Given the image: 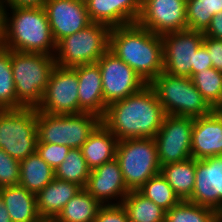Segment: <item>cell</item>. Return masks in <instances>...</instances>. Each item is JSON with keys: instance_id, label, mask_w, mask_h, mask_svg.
<instances>
[{"instance_id": "obj_8", "label": "cell", "mask_w": 222, "mask_h": 222, "mask_svg": "<svg viewBox=\"0 0 222 222\" xmlns=\"http://www.w3.org/2000/svg\"><path fill=\"white\" fill-rule=\"evenodd\" d=\"M110 30L107 25L92 22L84 29L64 37L57 43L56 65L74 68L96 63L109 49Z\"/></svg>"}, {"instance_id": "obj_23", "label": "cell", "mask_w": 222, "mask_h": 222, "mask_svg": "<svg viewBox=\"0 0 222 222\" xmlns=\"http://www.w3.org/2000/svg\"><path fill=\"white\" fill-rule=\"evenodd\" d=\"M0 196L12 222H43L37 212L36 195L26 188L20 185L2 187Z\"/></svg>"}, {"instance_id": "obj_41", "label": "cell", "mask_w": 222, "mask_h": 222, "mask_svg": "<svg viewBox=\"0 0 222 222\" xmlns=\"http://www.w3.org/2000/svg\"><path fill=\"white\" fill-rule=\"evenodd\" d=\"M5 7L4 1L0 0V47L4 42Z\"/></svg>"}, {"instance_id": "obj_17", "label": "cell", "mask_w": 222, "mask_h": 222, "mask_svg": "<svg viewBox=\"0 0 222 222\" xmlns=\"http://www.w3.org/2000/svg\"><path fill=\"white\" fill-rule=\"evenodd\" d=\"M85 189L101 205L121 204L130 192L116 158L91 170Z\"/></svg>"}, {"instance_id": "obj_31", "label": "cell", "mask_w": 222, "mask_h": 222, "mask_svg": "<svg viewBox=\"0 0 222 222\" xmlns=\"http://www.w3.org/2000/svg\"><path fill=\"white\" fill-rule=\"evenodd\" d=\"M138 191L165 211L181 201L161 173L151 177Z\"/></svg>"}, {"instance_id": "obj_21", "label": "cell", "mask_w": 222, "mask_h": 222, "mask_svg": "<svg viewBox=\"0 0 222 222\" xmlns=\"http://www.w3.org/2000/svg\"><path fill=\"white\" fill-rule=\"evenodd\" d=\"M77 183L54 178L44 189L36 194L37 212L45 221H53L66 203L81 190Z\"/></svg>"}, {"instance_id": "obj_24", "label": "cell", "mask_w": 222, "mask_h": 222, "mask_svg": "<svg viewBox=\"0 0 222 222\" xmlns=\"http://www.w3.org/2000/svg\"><path fill=\"white\" fill-rule=\"evenodd\" d=\"M55 178V170L36 152L20 160V180L18 185L37 194Z\"/></svg>"}, {"instance_id": "obj_34", "label": "cell", "mask_w": 222, "mask_h": 222, "mask_svg": "<svg viewBox=\"0 0 222 222\" xmlns=\"http://www.w3.org/2000/svg\"><path fill=\"white\" fill-rule=\"evenodd\" d=\"M20 180V161L0 148V188L17 186Z\"/></svg>"}, {"instance_id": "obj_4", "label": "cell", "mask_w": 222, "mask_h": 222, "mask_svg": "<svg viewBox=\"0 0 222 222\" xmlns=\"http://www.w3.org/2000/svg\"><path fill=\"white\" fill-rule=\"evenodd\" d=\"M55 66V56L11 51L17 108H37L40 105Z\"/></svg>"}, {"instance_id": "obj_26", "label": "cell", "mask_w": 222, "mask_h": 222, "mask_svg": "<svg viewBox=\"0 0 222 222\" xmlns=\"http://www.w3.org/2000/svg\"><path fill=\"white\" fill-rule=\"evenodd\" d=\"M102 205L85 189L79 190L53 222H94Z\"/></svg>"}, {"instance_id": "obj_7", "label": "cell", "mask_w": 222, "mask_h": 222, "mask_svg": "<svg viewBox=\"0 0 222 222\" xmlns=\"http://www.w3.org/2000/svg\"><path fill=\"white\" fill-rule=\"evenodd\" d=\"M115 158L129 191H138L151 177L161 172L154 138L118 141Z\"/></svg>"}, {"instance_id": "obj_11", "label": "cell", "mask_w": 222, "mask_h": 222, "mask_svg": "<svg viewBox=\"0 0 222 222\" xmlns=\"http://www.w3.org/2000/svg\"><path fill=\"white\" fill-rule=\"evenodd\" d=\"M194 118L165 115L154 137L160 166L191 158Z\"/></svg>"}, {"instance_id": "obj_36", "label": "cell", "mask_w": 222, "mask_h": 222, "mask_svg": "<svg viewBox=\"0 0 222 222\" xmlns=\"http://www.w3.org/2000/svg\"><path fill=\"white\" fill-rule=\"evenodd\" d=\"M94 222H130L121 204L102 205Z\"/></svg>"}, {"instance_id": "obj_40", "label": "cell", "mask_w": 222, "mask_h": 222, "mask_svg": "<svg viewBox=\"0 0 222 222\" xmlns=\"http://www.w3.org/2000/svg\"><path fill=\"white\" fill-rule=\"evenodd\" d=\"M6 7H40L46 0H3Z\"/></svg>"}, {"instance_id": "obj_33", "label": "cell", "mask_w": 222, "mask_h": 222, "mask_svg": "<svg viewBox=\"0 0 222 222\" xmlns=\"http://www.w3.org/2000/svg\"><path fill=\"white\" fill-rule=\"evenodd\" d=\"M191 79L203 98L213 108L221 98L222 73L211 67L198 71Z\"/></svg>"}, {"instance_id": "obj_16", "label": "cell", "mask_w": 222, "mask_h": 222, "mask_svg": "<svg viewBox=\"0 0 222 222\" xmlns=\"http://www.w3.org/2000/svg\"><path fill=\"white\" fill-rule=\"evenodd\" d=\"M44 8L56 43L92 23L85 0H46Z\"/></svg>"}, {"instance_id": "obj_19", "label": "cell", "mask_w": 222, "mask_h": 222, "mask_svg": "<svg viewBox=\"0 0 222 222\" xmlns=\"http://www.w3.org/2000/svg\"><path fill=\"white\" fill-rule=\"evenodd\" d=\"M222 155V115L211 112L194 118L191 157L200 160Z\"/></svg>"}, {"instance_id": "obj_43", "label": "cell", "mask_w": 222, "mask_h": 222, "mask_svg": "<svg viewBox=\"0 0 222 222\" xmlns=\"http://www.w3.org/2000/svg\"><path fill=\"white\" fill-rule=\"evenodd\" d=\"M213 112L222 115V94L220 100L217 104L213 107Z\"/></svg>"}, {"instance_id": "obj_29", "label": "cell", "mask_w": 222, "mask_h": 222, "mask_svg": "<svg viewBox=\"0 0 222 222\" xmlns=\"http://www.w3.org/2000/svg\"><path fill=\"white\" fill-rule=\"evenodd\" d=\"M165 222H219V214L211 208L181 200L166 211Z\"/></svg>"}, {"instance_id": "obj_14", "label": "cell", "mask_w": 222, "mask_h": 222, "mask_svg": "<svg viewBox=\"0 0 222 222\" xmlns=\"http://www.w3.org/2000/svg\"><path fill=\"white\" fill-rule=\"evenodd\" d=\"M136 23L159 36L186 30V0H142Z\"/></svg>"}, {"instance_id": "obj_37", "label": "cell", "mask_w": 222, "mask_h": 222, "mask_svg": "<svg viewBox=\"0 0 222 222\" xmlns=\"http://www.w3.org/2000/svg\"><path fill=\"white\" fill-rule=\"evenodd\" d=\"M203 44L208 50L213 68L222 73V40L204 36Z\"/></svg>"}, {"instance_id": "obj_28", "label": "cell", "mask_w": 222, "mask_h": 222, "mask_svg": "<svg viewBox=\"0 0 222 222\" xmlns=\"http://www.w3.org/2000/svg\"><path fill=\"white\" fill-rule=\"evenodd\" d=\"M219 12H222V0H186L187 28L205 32Z\"/></svg>"}, {"instance_id": "obj_27", "label": "cell", "mask_w": 222, "mask_h": 222, "mask_svg": "<svg viewBox=\"0 0 222 222\" xmlns=\"http://www.w3.org/2000/svg\"><path fill=\"white\" fill-rule=\"evenodd\" d=\"M121 205L130 222H165L166 211L139 191H130Z\"/></svg>"}, {"instance_id": "obj_1", "label": "cell", "mask_w": 222, "mask_h": 222, "mask_svg": "<svg viewBox=\"0 0 222 222\" xmlns=\"http://www.w3.org/2000/svg\"><path fill=\"white\" fill-rule=\"evenodd\" d=\"M165 115L156 92L147 84L137 93L108 105L101 123L119 141L154 138Z\"/></svg>"}, {"instance_id": "obj_9", "label": "cell", "mask_w": 222, "mask_h": 222, "mask_svg": "<svg viewBox=\"0 0 222 222\" xmlns=\"http://www.w3.org/2000/svg\"><path fill=\"white\" fill-rule=\"evenodd\" d=\"M37 109H0V148L17 160L36 152Z\"/></svg>"}, {"instance_id": "obj_35", "label": "cell", "mask_w": 222, "mask_h": 222, "mask_svg": "<svg viewBox=\"0 0 222 222\" xmlns=\"http://www.w3.org/2000/svg\"><path fill=\"white\" fill-rule=\"evenodd\" d=\"M71 148L66 145L37 143L36 153L54 170L65 160Z\"/></svg>"}, {"instance_id": "obj_5", "label": "cell", "mask_w": 222, "mask_h": 222, "mask_svg": "<svg viewBox=\"0 0 222 222\" xmlns=\"http://www.w3.org/2000/svg\"><path fill=\"white\" fill-rule=\"evenodd\" d=\"M149 85L156 92L166 115L197 118L213 111L191 78L162 72Z\"/></svg>"}, {"instance_id": "obj_2", "label": "cell", "mask_w": 222, "mask_h": 222, "mask_svg": "<svg viewBox=\"0 0 222 222\" xmlns=\"http://www.w3.org/2000/svg\"><path fill=\"white\" fill-rule=\"evenodd\" d=\"M109 50L128 64L146 84L163 72L162 37L137 23L111 28Z\"/></svg>"}, {"instance_id": "obj_44", "label": "cell", "mask_w": 222, "mask_h": 222, "mask_svg": "<svg viewBox=\"0 0 222 222\" xmlns=\"http://www.w3.org/2000/svg\"><path fill=\"white\" fill-rule=\"evenodd\" d=\"M219 222H222V211L219 213Z\"/></svg>"}, {"instance_id": "obj_6", "label": "cell", "mask_w": 222, "mask_h": 222, "mask_svg": "<svg viewBox=\"0 0 222 222\" xmlns=\"http://www.w3.org/2000/svg\"><path fill=\"white\" fill-rule=\"evenodd\" d=\"M100 123L101 118L90 112L61 115L37 110L38 143L80 148Z\"/></svg>"}, {"instance_id": "obj_32", "label": "cell", "mask_w": 222, "mask_h": 222, "mask_svg": "<svg viewBox=\"0 0 222 222\" xmlns=\"http://www.w3.org/2000/svg\"><path fill=\"white\" fill-rule=\"evenodd\" d=\"M0 109H17L11 50L3 46L0 47Z\"/></svg>"}, {"instance_id": "obj_30", "label": "cell", "mask_w": 222, "mask_h": 222, "mask_svg": "<svg viewBox=\"0 0 222 222\" xmlns=\"http://www.w3.org/2000/svg\"><path fill=\"white\" fill-rule=\"evenodd\" d=\"M90 171L81 149L75 148L69 151L65 160L55 170V177L60 180L77 183L82 188H85Z\"/></svg>"}, {"instance_id": "obj_20", "label": "cell", "mask_w": 222, "mask_h": 222, "mask_svg": "<svg viewBox=\"0 0 222 222\" xmlns=\"http://www.w3.org/2000/svg\"><path fill=\"white\" fill-rule=\"evenodd\" d=\"M78 77L79 107L102 118L107 106L104 102L101 71L98 63L84 64L73 68Z\"/></svg>"}, {"instance_id": "obj_22", "label": "cell", "mask_w": 222, "mask_h": 222, "mask_svg": "<svg viewBox=\"0 0 222 222\" xmlns=\"http://www.w3.org/2000/svg\"><path fill=\"white\" fill-rule=\"evenodd\" d=\"M118 141L117 137L100 123L80 147L88 168L93 170L115 159Z\"/></svg>"}, {"instance_id": "obj_15", "label": "cell", "mask_w": 222, "mask_h": 222, "mask_svg": "<svg viewBox=\"0 0 222 222\" xmlns=\"http://www.w3.org/2000/svg\"><path fill=\"white\" fill-rule=\"evenodd\" d=\"M191 203L222 211V155L196 160Z\"/></svg>"}, {"instance_id": "obj_38", "label": "cell", "mask_w": 222, "mask_h": 222, "mask_svg": "<svg viewBox=\"0 0 222 222\" xmlns=\"http://www.w3.org/2000/svg\"><path fill=\"white\" fill-rule=\"evenodd\" d=\"M211 67H213V65L208 50L206 46L202 44L195 53V66H192V76L198 73V71Z\"/></svg>"}, {"instance_id": "obj_39", "label": "cell", "mask_w": 222, "mask_h": 222, "mask_svg": "<svg viewBox=\"0 0 222 222\" xmlns=\"http://www.w3.org/2000/svg\"><path fill=\"white\" fill-rule=\"evenodd\" d=\"M204 36L222 40V12L212 17L209 27L204 32Z\"/></svg>"}, {"instance_id": "obj_12", "label": "cell", "mask_w": 222, "mask_h": 222, "mask_svg": "<svg viewBox=\"0 0 222 222\" xmlns=\"http://www.w3.org/2000/svg\"><path fill=\"white\" fill-rule=\"evenodd\" d=\"M102 78L105 105L125 99L140 91L144 80L109 49L97 61Z\"/></svg>"}, {"instance_id": "obj_3", "label": "cell", "mask_w": 222, "mask_h": 222, "mask_svg": "<svg viewBox=\"0 0 222 222\" xmlns=\"http://www.w3.org/2000/svg\"><path fill=\"white\" fill-rule=\"evenodd\" d=\"M3 47L55 56V42L44 6L5 7Z\"/></svg>"}, {"instance_id": "obj_42", "label": "cell", "mask_w": 222, "mask_h": 222, "mask_svg": "<svg viewBox=\"0 0 222 222\" xmlns=\"http://www.w3.org/2000/svg\"><path fill=\"white\" fill-rule=\"evenodd\" d=\"M0 222H12L8 210L4 205V201L0 196Z\"/></svg>"}, {"instance_id": "obj_10", "label": "cell", "mask_w": 222, "mask_h": 222, "mask_svg": "<svg viewBox=\"0 0 222 222\" xmlns=\"http://www.w3.org/2000/svg\"><path fill=\"white\" fill-rule=\"evenodd\" d=\"M38 111L47 114H79L78 77L73 68L56 65L50 74Z\"/></svg>"}, {"instance_id": "obj_13", "label": "cell", "mask_w": 222, "mask_h": 222, "mask_svg": "<svg viewBox=\"0 0 222 222\" xmlns=\"http://www.w3.org/2000/svg\"><path fill=\"white\" fill-rule=\"evenodd\" d=\"M163 41V72L173 76L192 77L195 53L203 44L204 32L180 30L161 36Z\"/></svg>"}, {"instance_id": "obj_25", "label": "cell", "mask_w": 222, "mask_h": 222, "mask_svg": "<svg viewBox=\"0 0 222 222\" xmlns=\"http://www.w3.org/2000/svg\"><path fill=\"white\" fill-rule=\"evenodd\" d=\"M196 159L168 163L161 166V174L173 188L180 200H188L195 185Z\"/></svg>"}, {"instance_id": "obj_18", "label": "cell", "mask_w": 222, "mask_h": 222, "mask_svg": "<svg viewBox=\"0 0 222 222\" xmlns=\"http://www.w3.org/2000/svg\"><path fill=\"white\" fill-rule=\"evenodd\" d=\"M91 22L110 28L137 22L142 0H85Z\"/></svg>"}]
</instances>
